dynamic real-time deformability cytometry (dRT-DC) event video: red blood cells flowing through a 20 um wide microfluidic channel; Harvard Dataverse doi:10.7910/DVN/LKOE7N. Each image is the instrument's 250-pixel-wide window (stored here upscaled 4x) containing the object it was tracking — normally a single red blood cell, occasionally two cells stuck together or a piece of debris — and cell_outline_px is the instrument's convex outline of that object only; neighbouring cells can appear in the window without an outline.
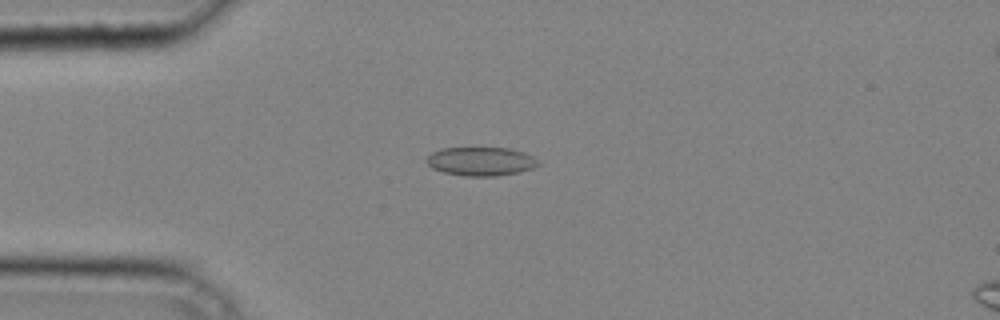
{"species": "common noctule bat (a hibernating species)", "species_latin": "Nyctalus noctula", "temperature_condition": "cold", "stored_images_in_passage": 36, "camera_frame_rate_fps": 3000, "um_per_image_px": 0.085, "animal": {"sex": "male", "body_mass_g": 20.4}, "frame": {"image": 1, "passage_image": 6, "time_ms": 1.667, "image_size_px": [1000, 320], "cell_outline_px": [[540, 164], [532, 168], [520, 172], [496, 176], [464, 176], [444, 172], [432, 168], [424, 160], [432, 152], [444, 148], [508, 148], [524, 152], [532, 156]], "centroid_in_image_um": [40.86, 13.72], "position_along_channel_um": 44.1, "area_um2": 18.61}}
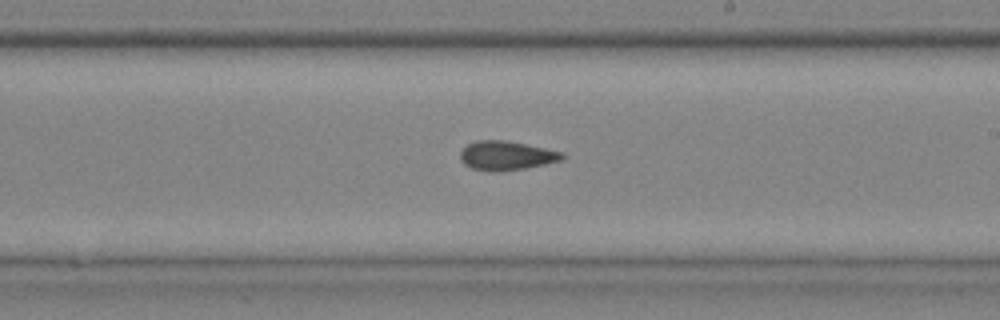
{"frame": {"image": 2, "passage_image": 20, "time_ms": 6.333, "image_size_px": [1000, 320], "cell_outline_px": [[568, 156], [564, 160], [524, 168], [492, 172], [472, 168], [464, 164], [460, 160], [460, 152], [468, 144], [476, 140], [504, 140], [564, 152]], "centroid_in_image_um": [43.06, 13.22], "position_along_channel_um": 245.9, "area_um2": 17.28}}
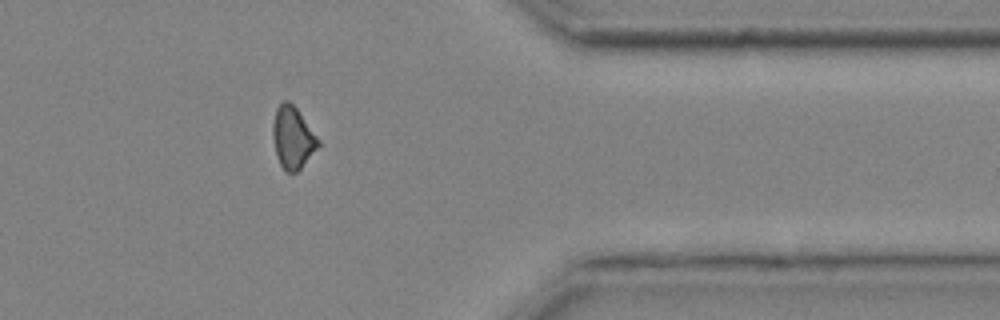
{"frame": {"image": 3, "passage_image": 30, "time_ms": 9.667, "image_size_px": [1000, 320], "cell_outline_px": [[320, 144], [300, 168], [296, 172], [284, 172], [276, 156], [272, 136], [272, 124], [276, 108], [284, 100], [288, 100], [296, 108], [320, 140]], "centroid_in_image_um": [24.85, 11.7], "position_along_channel_um": 386.6, "area_um2": 16.3}}